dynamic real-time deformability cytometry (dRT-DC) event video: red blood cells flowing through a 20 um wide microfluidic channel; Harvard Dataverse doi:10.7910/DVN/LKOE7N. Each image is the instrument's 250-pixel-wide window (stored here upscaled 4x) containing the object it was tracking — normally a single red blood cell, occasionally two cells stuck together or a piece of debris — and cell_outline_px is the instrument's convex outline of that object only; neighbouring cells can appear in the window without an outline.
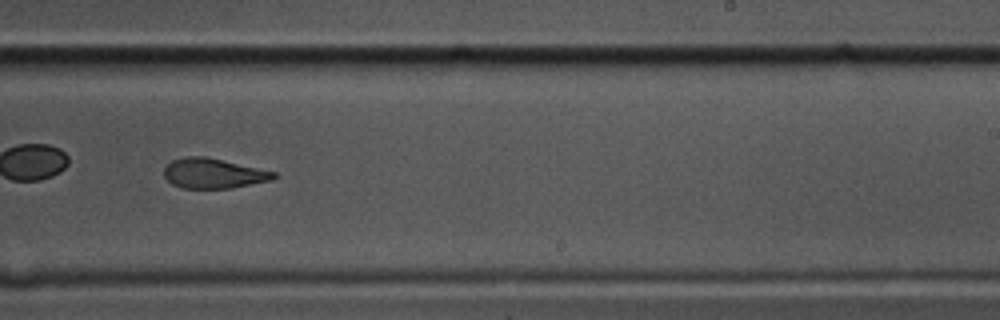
{"species": "common noctule bat (a hibernating species)", "species_latin": "Nyctalus noctula", "temperature_condition": "cold", "stored_images_in_passage": 50, "camera_frame_rate_fps": 3000, "um_per_image_px": 0.085, "animal": {"sex": "male", "body_mass_g": 17.5, "forearm_length_mm": 52.3}, "frame": {"image": 1, "passage_image": 29, "time_ms": 9.333, "image_size_px": [1000, 320], "cell_outline_px": [[276, 176], [272, 180], [232, 188], [180, 188], [172, 184], [164, 176], [164, 168], [172, 160], [188, 156], [204, 156], [276, 172]], "centroid_in_image_um": [18.12, 14.74], "position_along_channel_um": 270.9, "area_um2": 19.02}, "authors_computed_cell_mechanics": {"area_um2": 20.3745, "velocity_mm_per_s": 3.499, "shape_relaxation_time_tau1_ms": 7.949, "shape_relaxation_time_tau2_ms": 3.3292, "deformation_change_tau1": 0.1976, "deformation_change_tau2": 0.1091}}